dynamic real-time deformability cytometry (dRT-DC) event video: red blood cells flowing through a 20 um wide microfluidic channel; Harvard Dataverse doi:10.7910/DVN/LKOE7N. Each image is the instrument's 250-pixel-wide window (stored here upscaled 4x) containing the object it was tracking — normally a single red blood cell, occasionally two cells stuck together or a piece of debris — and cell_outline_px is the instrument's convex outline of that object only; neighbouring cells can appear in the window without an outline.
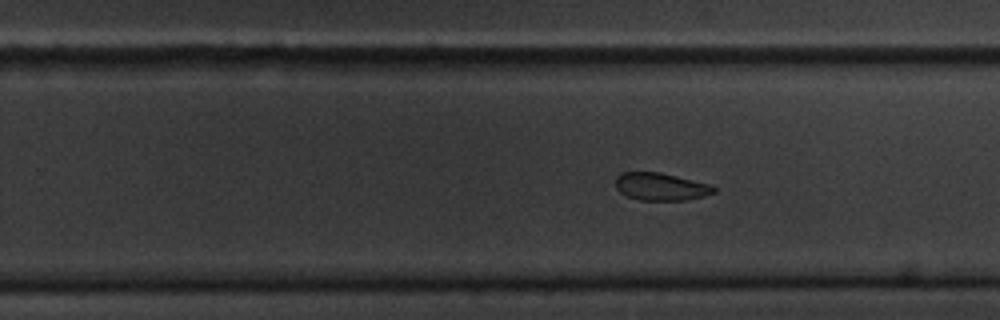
{"species": "common noctule bat (a hibernating species)", "species_latin": "Nyctalus noctula", "temperature_condition": "cold", "stored_images_in_passage": 11, "camera_frame_rate_fps": 3000, "um_per_image_px": 0.085, "animal": {"sex": "male", "body_mass_g": 20.1, "forearm_length_mm": 53.5}, "frame": {"image": 1, "passage_image": 11, "time_ms": 12.667, "image_size_px": [1000, 320], "cell_outline_px": [[716, 192], [704, 196], [684, 200], [640, 200], [628, 196], [620, 192], [616, 188], [616, 176], [620, 172], [660, 172], [712, 184], [716, 188]], "centroid_in_image_um": [56.19, 15.85], "position_along_channel_um": 273.6, "area_um2": 15.9}}